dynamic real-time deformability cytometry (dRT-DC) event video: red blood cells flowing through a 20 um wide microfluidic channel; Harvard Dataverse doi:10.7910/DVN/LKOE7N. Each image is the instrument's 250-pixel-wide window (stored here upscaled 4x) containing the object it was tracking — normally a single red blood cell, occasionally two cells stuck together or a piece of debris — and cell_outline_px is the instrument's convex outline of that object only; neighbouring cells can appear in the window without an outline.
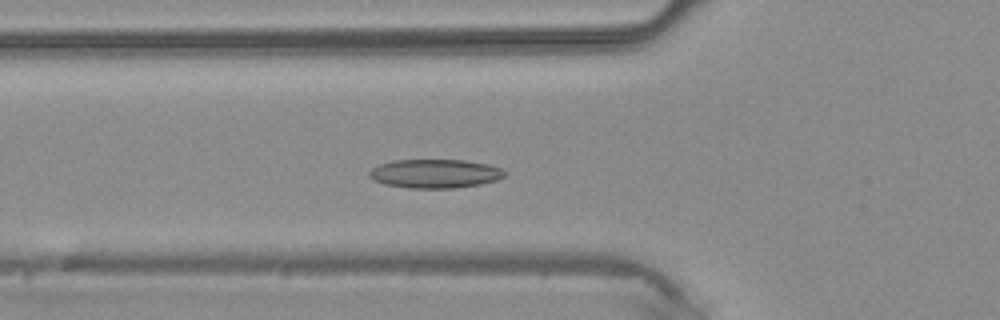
{"species": "common noctule bat (a hibernating species)", "species_latin": "Nyctalus noctula", "temperature_condition": "warm", "stored_images_in_passage": 46, "camera_frame_rate_fps": 3000, "um_per_image_px": 0.085, "animal": {"sex": "male", "body_mass_g": 20.4}, "frame": {"image": 1, "passage_image": 16, "time_ms": 5.0, "image_size_px": [1000, 320], "cell_outline_px": [[504, 176], [496, 180], [480, 184], [452, 188], [408, 188], [384, 184], [372, 180], [368, 176], [368, 172], [372, 168], [380, 164], [392, 160], [464, 160], [488, 164], [500, 168], [504, 172]], "centroid_in_image_um": [36.91, 14.76], "position_along_channel_um": 88.9, "area_um2": 22.72}}
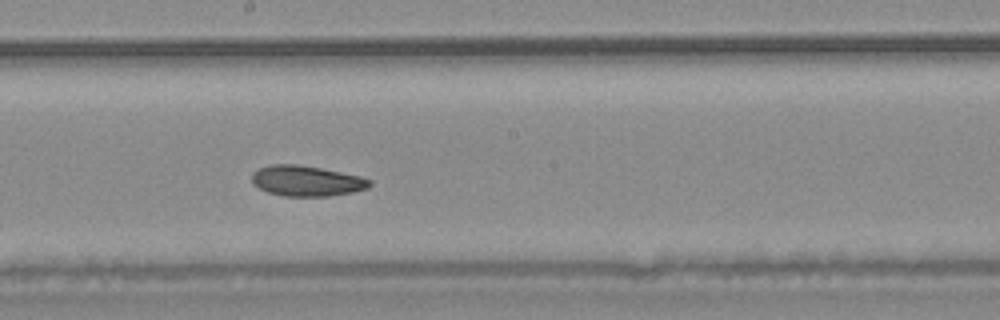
{"frame": {"image": 2, "passage_image": 25, "time_ms": 8.0, "image_size_px": [1000, 320], "cell_outline_px": [[372, 184], [368, 188], [352, 192], [328, 196], [284, 196], [268, 192], [252, 184], [252, 172], [256, 168], [272, 164], [296, 164], [320, 168], [360, 176], [372, 180]], "centroid_in_image_um": [26.03, 15.37], "position_along_channel_um": 222.2, "area_um2": 20.98}}
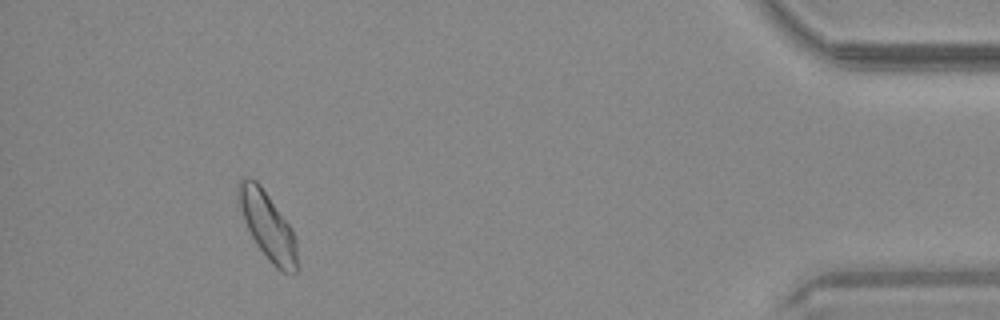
{"frame": {"image": 3, "passage_image": 42, "time_ms": 13.667, "image_size_px": [1000, 320], "cell_outline_px": [[300, 268], [296, 272], [280, 272], [268, 260], [256, 244], [244, 220], [236, 188], [240, 180], [248, 176], [256, 180], [260, 184], [292, 228], [296, 240]], "centroid_in_image_um": [22.79, 19.23], "position_along_channel_um": 412.4, "area_um2": 23.18}}